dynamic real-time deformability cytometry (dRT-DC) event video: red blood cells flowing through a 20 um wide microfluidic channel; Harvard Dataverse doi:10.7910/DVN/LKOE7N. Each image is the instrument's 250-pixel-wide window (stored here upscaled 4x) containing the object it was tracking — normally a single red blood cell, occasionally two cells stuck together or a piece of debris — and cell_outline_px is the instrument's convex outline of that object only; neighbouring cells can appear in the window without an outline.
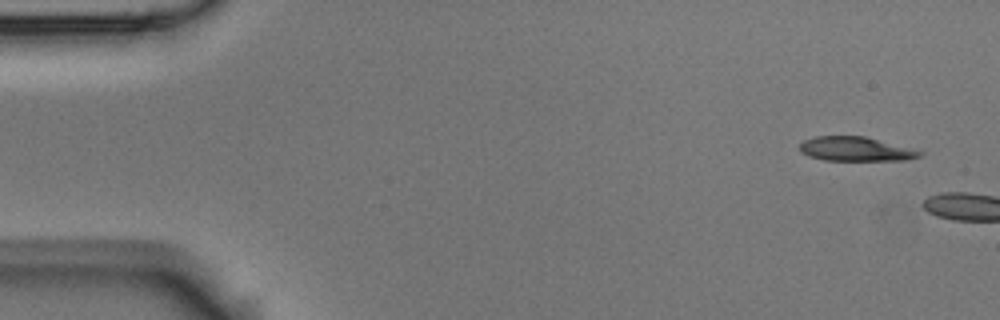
{"species": "Egyptian fruit bat (a non-hibernating species)", "species_latin": "Rousettus aegyptiacus", "temperature_condition": "room temperature", "stored_images_in_passage": 2, "camera_frame_rate_fps": 3000, "um_per_image_px": 0.085, "animal": {"sex": "male"}, "frame": {"image": 1, "passage_image": 1, "time_ms": 0.0, "image_size_px": [1000, 320], "cell_outline_px": [[924, 152], [920, 156], [908, 160], [824, 160], [808, 156], [800, 152], [800, 144], [804, 140], [816, 136], [864, 136]], "centroid_in_image_um": [72.69, 12.67], "position_along_channel_um": 12.3, "area_um2": 16.76}}